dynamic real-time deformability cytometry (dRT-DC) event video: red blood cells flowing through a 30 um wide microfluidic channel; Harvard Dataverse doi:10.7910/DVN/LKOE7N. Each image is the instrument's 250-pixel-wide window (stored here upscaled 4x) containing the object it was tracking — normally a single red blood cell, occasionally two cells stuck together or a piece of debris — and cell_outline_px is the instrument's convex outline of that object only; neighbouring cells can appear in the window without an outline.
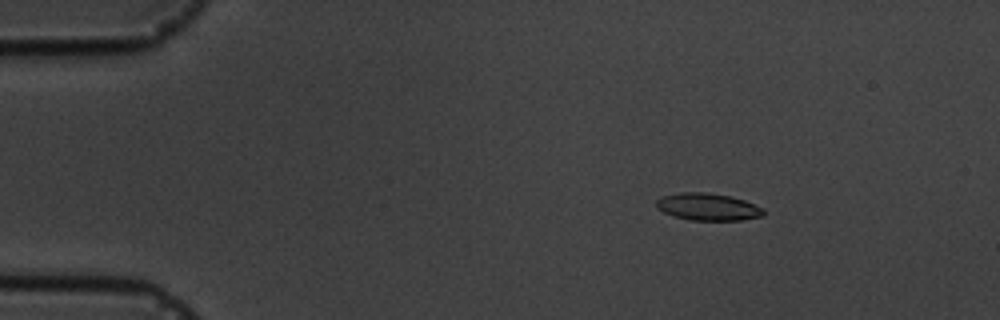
{"species": "common noctule bat (a hibernating species)", "species_latin": "Nyctalus noctula", "temperature_condition": "cold", "stored_images_in_passage": 9, "camera_frame_rate_fps": 3000, "um_per_image_px": 0.085, "animal": {"sex": "male", "body_mass_g": 19.5, "forearm_length_mm": 54.6}, "frame": {"image": 1, "passage_image": 2, "time_ms": 1.0, "image_size_px": [1000, 320], "cell_outline_px": [[764, 216], [740, 220], [692, 220], [676, 216], [664, 212], [656, 208], [656, 200], [664, 196], [680, 192], [704, 192], [728, 196], [744, 200], [764, 208]], "centroid_in_image_um": [60.19, 17.58], "position_along_channel_um": 24.8, "area_um2": 16.82}}
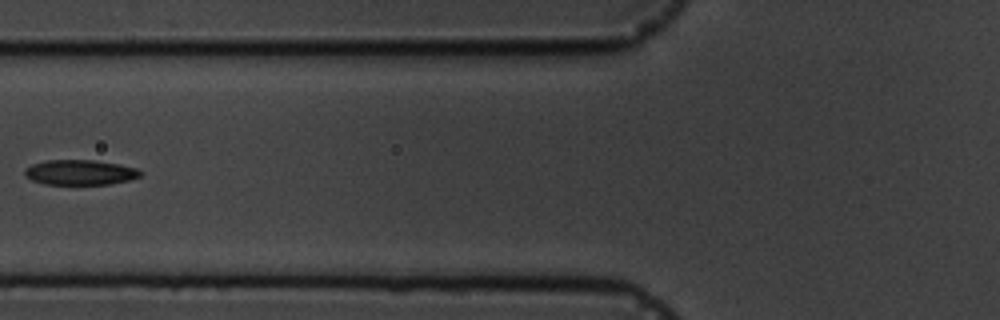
{"frame": {"image": 2, "passage_image": 6, "time_ms": 5.667, "image_size_px": [1000, 320], "cell_outline_px": [[144, 172], [140, 176], [128, 180], [108, 184], [44, 184], [32, 180], [24, 176], [24, 172], [32, 164], [48, 160], [96, 160], [120, 164], [136, 168]], "centroid_in_image_um": [6.83, 14.65], "position_along_channel_um": 119.0, "area_um2": 16.88}}
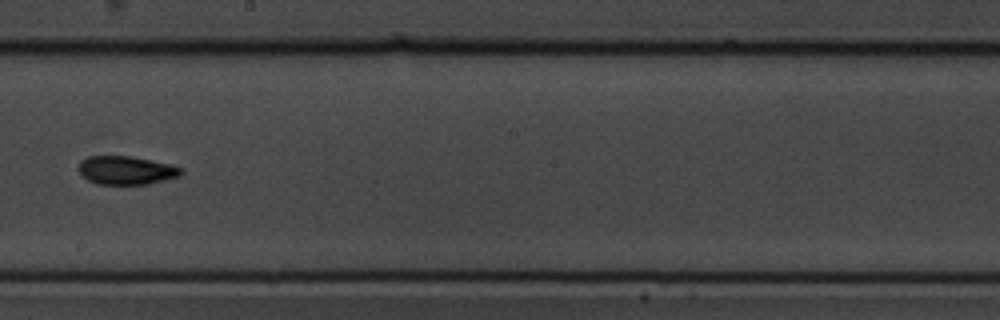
{"frame": {"image": 3, "passage_image": 9, "time_ms": 9.0, "image_size_px": [1000, 320], "cell_outline_px": [[184, 172], [180, 176], [148, 184], [96, 184], [88, 180], [76, 168], [80, 160], [88, 156], [132, 156], [172, 164], [180, 168]], "centroid_in_image_um": [10.72, 14.46], "position_along_channel_um": 237.5, "area_um2": 17.17}}